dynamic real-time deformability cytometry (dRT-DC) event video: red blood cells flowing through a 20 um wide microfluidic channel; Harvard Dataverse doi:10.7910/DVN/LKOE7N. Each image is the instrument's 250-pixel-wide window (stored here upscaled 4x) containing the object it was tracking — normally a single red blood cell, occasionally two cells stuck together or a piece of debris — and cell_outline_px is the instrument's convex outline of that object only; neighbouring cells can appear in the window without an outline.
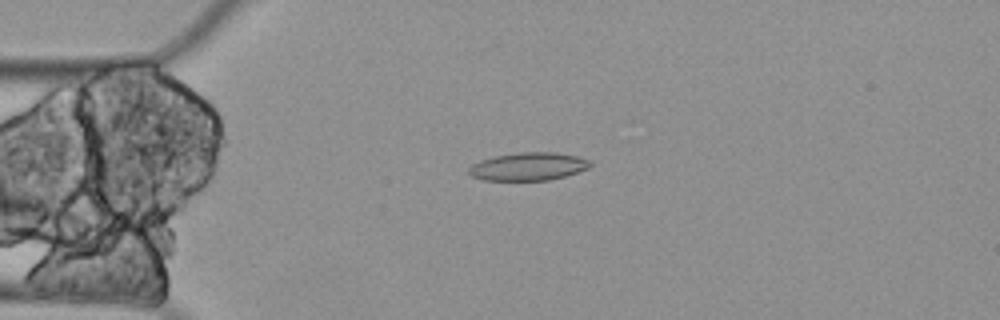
{"species": "Egyptian fruit bat (a non-hibernating species)", "species_latin": "Rousettus aegyptiacus", "temperature_condition": "cold", "stored_images_in_passage": 4, "camera_frame_rate_fps": 3000, "um_per_image_px": 0.085, "animal": {"sex": "female"}, "frame": {"image": 1, "passage_image": 4, "time_ms": 1.0, "image_size_px": [1000, 320], "cell_outline_px": [[592, 164], [588, 168], [564, 176], [548, 180], [484, 180], [472, 176], [468, 172], [468, 168], [472, 164], [480, 160], [492, 156], [520, 152], [556, 152], [576, 156], [588, 160]], "centroid_in_image_um": [44.86, 14.14], "position_along_channel_um": 40.1, "area_um2": 19.71}}